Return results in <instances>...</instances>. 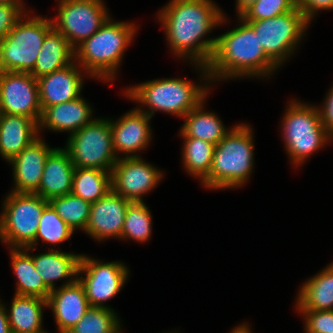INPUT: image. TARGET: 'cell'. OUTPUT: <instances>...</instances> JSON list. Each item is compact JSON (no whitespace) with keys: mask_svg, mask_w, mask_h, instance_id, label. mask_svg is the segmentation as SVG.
I'll list each match as a JSON object with an SVG mask.
<instances>
[{"mask_svg":"<svg viewBox=\"0 0 333 333\" xmlns=\"http://www.w3.org/2000/svg\"><path fill=\"white\" fill-rule=\"evenodd\" d=\"M138 156L119 157L111 170L112 190L131 202H143L142 195L151 191L163 175Z\"/></svg>","mask_w":333,"mask_h":333,"instance_id":"5bb4252c","label":"cell"},{"mask_svg":"<svg viewBox=\"0 0 333 333\" xmlns=\"http://www.w3.org/2000/svg\"><path fill=\"white\" fill-rule=\"evenodd\" d=\"M22 9L18 4H0V41L24 17Z\"/></svg>","mask_w":333,"mask_h":333,"instance_id":"8d00e7d4","label":"cell"},{"mask_svg":"<svg viewBox=\"0 0 333 333\" xmlns=\"http://www.w3.org/2000/svg\"><path fill=\"white\" fill-rule=\"evenodd\" d=\"M74 171L69 153L55 148L46 159L42 180L35 193L47 201L71 193Z\"/></svg>","mask_w":333,"mask_h":333,"instance_id":"ffe728a7","label":"cell"},{"mask_svg":"<svg viewBox=\"0 0 333 333\" xmlns=\"http://www.w3.org/2000/svg\"><path fill=\"white\" fill-rule=\"evenodd\" d=\"M111 20L109 17L98 31L74 49V59L80 61L90 76L108 81L115 77L122 55L136 31L131 23Z\"/></svg>","mask_w":333,"mask_h":333,"instance_id":"3957f363","label":"cell"},{"mask_svg":"<svg viewBox=\"0 0 333 333\" xmlns=\"http://www.w3.org/2000/svg\"><path fill=\"white\" fill-rule=\"evenodd\" d=\"M84 272L86 276L78 280L84 286L90 307H107L102 303L118 294L128 275V269L123 263H101L81 255L78 274Z\"/></svg>","mask_w":333,"mask_h":333,"instance_id":"4fadbf2b","label":"cell"},{"mask_svg":"<svg viewBox=\"0 0 333 333\" xmlns=\"http://www.w3.org/2000/svg\"><path fill=\"white\" fill-rule=\"evenodd\" d=\"M111 190V172L99 169L75 168L71 191L74 195L93 203Z\"/></svg>","mask_w":333,"mask_h":333,"instance_id":"f1b7e54d","label":"cell"},{"mask_svg":"<svg viewBox=\"0 0 333 333\" xmlns=\"http://www.w3.org/2000/svg\"><path fill=\"white\" fill-rule=\"evenodd\" d=\"M11 258L13 272L18 280L15 294L47 300L52 290L36 270L32 255L28 254V247L12 248Z\"/></svg>","mask_w":333,"mask_h":333,"instance_id":"cb8c5ba5","label":"cell"},{"mask_svg":"<svg viewBox=\"0 0 333 333\" xmlns=\"http://www.w3.org/2000/svg\"><path fill=\"white\" fill-rule=\"evenodd\" d=\"M37 256L32 255L33 263L44 283L53 290L55 280L78 276L81 255L49 250Z\"/></svg>","mask_w":333,"mask_h":333,"instance_id":"4316f807","label":"cell"},{"mask_svg":"<svg viewBox=\"0 0 333 333\" xmlns=\"http://www.w3.org/2000/svg\"><path fill=\"white\" fill-rule=\"evenodd\" d=\"M231 333H251V331L247 325L242 324L235 327V329H233Z\"/></svg>","mask_w":333,"mask_h":333,"instance_id":"b9f144b4","label":"cell"},{"mask_svg":"<svg viewBox=\"0 0 333 333\" xmlns=\"http://www.w3.org/2000/svg\"><path fill=\"white\" fill-rule=\"evenodd\" d=\"M282 122L286 151L296 166L331 139L316 107L292 101Z\"/></svg>","mask_w":333,"mask_h":333,"instance_id":"8992f818","label":"cell"},{"mask_svg":"<svg viewBox=\"0 0 333 333\" xmlns=\"http://www.w3.org/2000/svg\"><path fill=\"white\" fill-rule=\"evenodd\" d=\"M297 7L310 22L318 10L333 9V0H296Z\"/></svg>","mask_w":333,"mask_h":333,"instance_id":"74e56055","label":"cell"},{"mask_svg":"<svg viewBox=\"0 0 333 333\" xmlns=\"http://www.w3.org/2000/svg\"><path fill=\"white\" fill-rule=\"evenodd\" d=\"M203 103L201 101L183 117L185 123L180 133L183 138L201 139L216 146L229 131L214 113L203 112Z\"/></svg>","mask_w":333,"mask_h":333,"instance_id":"83f0119b","label":"cell"},{"mask_svg":"<svg viewBox=\"0 0 333 333\" xmlns=\"http://www.w3.org/2000/svg\"><path fill=\"white\" fill-rule=\"evenodd\" d=\"M242 25L217 37L207 65L209 80L241 76H267L278 66L266 55L253 27L239 17Z\"/></svg>","mask_w":333,"mask_h":333,"instance_id":"7a4b0ae2","label":"cell"},{"mask_svg":"<svg viewBox=\"0 0 333 333\" xmlns=\"http://www.w3.org/2000/svg\"><path fill=\"white\" fill-rule=\"evenodd\" d=\"M299 311L306 317V333H333V310Z\"/></svg>","mask_w":333,"mask_h":333,"instance_id":"d590c367","label":"cell"},{"mask_svg":"<svg viewBox=\"0 0 333 333\" xmlns=\"http://www.w3.org/2000/svg\"><path fill=\"white\" fill-rule=\"evenodd\" d=\"M150 116L137 108L122 116L118 121L110 120L112 140L115 152H124L129 155L144 149L149 144L151 129L149 127Z\"/></svg>","mask_w":333,"mask_h":333,"instance_id":"d6986e66","label":"cell"},{"mask_svg":"<svg viewBox=\"0 0 333 333\" xmlns=\"http://www.w3.org/2000/svg\"><path fill=\"white\" fill-rule=\"evenodd\" d=\"M65 150L75 168L111 172L119 158L114 150L108 119H94L70 135Z\"/></svg>","mask_w":333,"mask_h":333,"instance_id":"9c48e42d","label":"cell"},{"mask_svg":"<svg viewBox=\"0 0 333 333\" xmlns=\"http://www.w3.org/2000/svg\"><path fill=\"white\" fill-rule=\"evenodd\" d=\"M258 0H237V11L239 17Z\"/></svg>","mask_w":333,"mask_h":333,"instance_id":"60d3db41","label":"cell"},{"mask_svg":"<svg viewBox=\"0 0 333 333\" xmlns=\"http://www.w3.org/2000/svg\"><path fill=\"white\" fill-rule=\"evenodd\" d=\"M38 131L34 119L0 113V154L9 162L38 138Z\"/></svg>","mask_w":333,"mask_h":333,"instance_id":"44dd1931","label":"cell"},{"mask_svg":"<svg viewBox=\"0 0 333 333\" xmlns=\"http://www.w3.org/2000/svg\"><path fill=\"white\" fill-rule=\"evenodd\" d=\"M245 21L258 34L264 52L277 66L293 53L310 23L297 6L277 17Z\"/></svg>","mask_w":333,"mask_h":333,"instance_id":"30bf717a","label":"cell"},{"mask_svg":"<svg viewBox=\"0 0 333 333\" xmlns=\"http://www.w3.org/2000/svg\"><path fill=\"white\" fill-rule=\"evenodd\" d=\"M203 87L186 79L169 78L140 83L127 89L125 94L130 99L149 106L150 111L137 109L151 118L157 110L184 117L205 100L208 92Z\"/></svg>","mask_w":333,"mask_h":333,"instance_id":"5b68a950","label":"cell"},{"mask_svg":"<svg viewBox=\"0 0 333 333\" xmlns=\"http://www.w3.org/2000/svg\"><path fill=\"white\" fill-rule=\"evenodd\" d=\"M184 167L201 182L209 175L215 145L196 138H184Z\"/></svg>","mask_w":333,"mask_h":333,"instance_id":"f546056e","label":"cell"},{"mask_svg":"<svg viewBox=\"0 0 333 333\" xmlns=\"http://www.w3.org/2000/svg\"><path fill=\"white\" fill-rule=\"evenodd\" d=\"M91 114L90 106L81 96L69 102L55 104L42 112L39 131L44 126L55 132L70 131L72 135L92 121Z\"/></svg>","mask_w":333,"mask_h":333,"instance_id":"7402d4cb","label":"cell"},{"mask_svg":"<svg viewBox=\"0 0 333 333\" xmlns=\"http://www.w3.org/2000/svg\"><path fill=\"white\" fill-rule=\"evenodd\" d=\"M48 203L70 228H82L85 231L90 214V202L69 193L52 198Z\"/></svg>","mask_w":333,"mask_h":333,"instance_id":"4dcf8cb0","label":"cell"},{"mask_svg":"<svg viewBox=\"0 0 333 333\" xmlns=\"http://www.w3.org/2000/svg\"><path fill=\"white\" fill-rule=\"evenodd\" d=\"M75 63L37 79L42 112L55 104L80 97L82 75Z\"/></svg>","mask_w":333,"mask_h":333,"instance_id":"ac0fdd59","label":"cell"},{"mask_svg":"<svg viewBox=\"0 0 333 333\" xmlns=\"http://www.w3.org/2000/svg\"><path fill=\"white\" fill-rule=\"evenodd\" d=\"M131 201L113 190L91 203L85 232L101 241L109 237L121 238L126 209Z\"/></svg>","mask_w":333,"mask_h":333,"instance_id":"9a60e30c","label":"cell"},{"mask_svg":"<svg viewBox=\"0 0 333 333\" xmlns=\"http://www.w3.org/2000/svg\"><path fill=\"white\" fill-rule=\"evenodd\" d=\"M324 106L319 108L321 120L330 135L333 134V86L331 87Z\"/></svg>","mask_w":333,"mask_h":333,"instance_id":"f35d334b","label":"cell"},{"mask_svg":"<svg viewBox=\"0 0 333 333\" xmlns=\"http://www.w3.org/2000/svg\"><path fill=\"white\" fill-rule=\"evenodd\" d=\"M24 21L21 18L0 41V71L30 73L46 34L53 28L50 19L39 16Z\"/></svg>","mask_w":333,"mask_h":333,"instance_id":"52a82bcc","label":"cell"},{"mask_svg":"<svg viewBox=\"0 0 333 333\" xmlns=\"http://www.w3.org/2000/svg\"><path fill=\"white\" fill-rule=\"evenodd\" d=\"M0 113L22 115L39 124L42 107L37 79L33 75L0 71Z\"/></svg>","mask_w":333,"mask_h":333,"instance_id":"7c38bea8","label":"cell"},{"mask_svg":"<svg viewBox=\"0 0 333 333\" xmlns=\"http://www.w3.org/2000/svg\"><path fill=\"white\" fill-rule=\"evenodd\" d=\"M47 300L15 294L7 313L12 333H47L42 330V308Z\"/></svg>","mask_w":333,"mask_h":333,"instance_id":"484cf974","label":"cell"},{"mask_svg":"<svg viewBox=\"0 0 333 333\" xmlns=\"http://www.w3.org/2000/svg\"><path fill=\"white\" fill-rule=\"evenodd\" d=\"M54 149L38 137L9 161L14 167L16 185L11 192L35 193L42 180L46 159Z\"/></svg>","mask_w":333,"mask_h":333,"instance_id":"e0dca14e","label":"cell"},{"mask_svg":"<svg viewBox=\"0 0 333 333\" xmlns=\"http://www.w3.org/2000/svg\"><path fill=\"white\" fill-rule=\"evenodd\" d=\"M47 307L53 309L59 333H67L83 318L90 305L84 286L74 277L59 289L51 291Z\"/></svg>","mask_w":333,"mask_h":333,"instance_id":"2e32d148","label":"cell"},{"mask_svg":"<svg viewBox=\"0 0 333 333\" xmlns=\"http://www.w3.org/2000/svg\"><path fill=\"white\" fill-rule=\"evenodd\" d=\"M7 312L5 306L0 304V333H12Z\"/></svg>","mask_w":333,"mask_h":333,"instance_id":"ab89813d","label":"cell"},{"mask_svg":"<svg viewBox=\"0 0 333 333\" xmlns=\"http://www.w3.org/2000/svg\"><path fill=\"white\" fill-rule=\"evenodd\" d=\"M247 125H236L216 145L209 175L201 182L211 189L239 187L253 166V138Z\"/></svg>","mask_w":333,"mask_h":333,"instance_id":"277c9868","label":"cell"},{"mask_svg":"<svg viewBox=\"0 0 333 333\" xmlns=\"http://www.w3.org/2000/svg\"><path fill=\"white\" fill-rule=\"evenodd\" d=\"M151 213L144 202H131L126 209V216L121 238L145 242L152 231Z\"/></svg>","mask_w":333,"mask_h":333,"instance_id":"d6a6232c","label":"cell"},{"mask_svg":"<svg viewBox=\"0 0 333 333\" xmlns=\"http://www.w3.org/2000/svg\"><path fill=\"white\" fill-rule=\"evenodd\" d=\"M158 17L175 55L191 59L209 79L217 38L200 40L225 20L221 10L211 0H171Z\"/></svg>","mask_w":333,"mask_h":333,"instance_id":"6da1fadb","label":"cell"},{"mask_svg":"<svg viewBox=\"0 0 333 333\" xmlns=\"http://www.w3.org/2000/svg\"><path fill=\"white\" fill-rule=\"evenodd\" d=\"M53 28L75 49L109 18L102 0H60Z\"/></svg>","mask_w":333,"mask_h":333,"instance_id":"8fae6325","label":"cell"},{"mask_svg":"<svg viewBox=\"0 0 333 333\" xmlns=\"http://www.w3.org/2000/svg\"><path fill=\"white\" fill-rule=\"evenodd\" d=\"M0 4H18L23 8L21 0H0Z\"/></svg>","mask_w":333,"mask_h":333,"instance_id":"7bdbcfd3","label":"cell"},{"mask_svg":"<svg viewBox=\"0 0 333 333\" xmlns=\"http://www.w3.org/2000/svg\"><path fill=\"white\" fill-rule=\"evenodd\" d=\"M120 321L109 307H90L67 333H120Z\"/></svg>","mask_w":333,"mask_h":333,"instance_id":"1f68e13d","label":"cell"},{"mask_svg":"<svg viewBox=\"0 0 333 333\" xmlns=\"http://www.w3.org/2000/svg\"><path fill=\"white\" fill-rule=\"evenodd\" d=\"M296 6V0H258L240 17L244 20H263L290 12Z\"/></svg>","mask_w":333,"mask_h":333,"instance_id":"e575fe53","label":"cell"},{"mask_svg":"<svg viewBox=\"0 0 333 333\" xmlns=\"http://www.w3.org/2000/svg\"><path fill=\"white\" fill-rule=\"evenodd\" d=\"M48 201L36 193L11 192L0 216V239L11 248H25L34 241Z\"/></svg>","mask_w":333,"mask_h":333,"instance_id":"ba28073f","label":"cell"},{"mask_svg":"<svg viewBox=\"0 0 333 333\" xmlns=\"http://www.w3.org/2000/svg\"><path fill=\"white\" fill-rule=\"evenodd\" d=\"M296 303L298 310H333V263L303 283Z\"/></svg>","mask_w":333,"mask_h":333,"instance_id":"d4e9b609","label":"cell"},{"mask_svg":"<svg viewBox=\"0 0 333 333\" xmlns=\"http://www.w3.org/2000/svg\"><path fill=\"white\" fill-rule=\"evenodd\" d=\"M74 230L70 228L63 219L57 214L53 207L48 204L41 215L38 225L37 235L35 241L28 246V250L33 249L34 244L41 238L44 242L48 243H61L69 239Z\"/></svg>","mask_w":333,"mask_h":333,"instance_id":"836d02e7","label":"cell"},{"mask_svg":"<svg viewBox=\"0 0 333 333\" xmlns=\"http://www.w3.org/2000/svg\"><path fill=\"white\" fill-rule=\"evenodd\" d=\"M73 57H75L74 48L60 32L52 28L45 36L36 64L30 74L36 79L51 74L75 62Z\"/></svg>","mask_w":333,"mask_h":333,"instance_id":"603a6c76","label":"cell"}]
</instances>
